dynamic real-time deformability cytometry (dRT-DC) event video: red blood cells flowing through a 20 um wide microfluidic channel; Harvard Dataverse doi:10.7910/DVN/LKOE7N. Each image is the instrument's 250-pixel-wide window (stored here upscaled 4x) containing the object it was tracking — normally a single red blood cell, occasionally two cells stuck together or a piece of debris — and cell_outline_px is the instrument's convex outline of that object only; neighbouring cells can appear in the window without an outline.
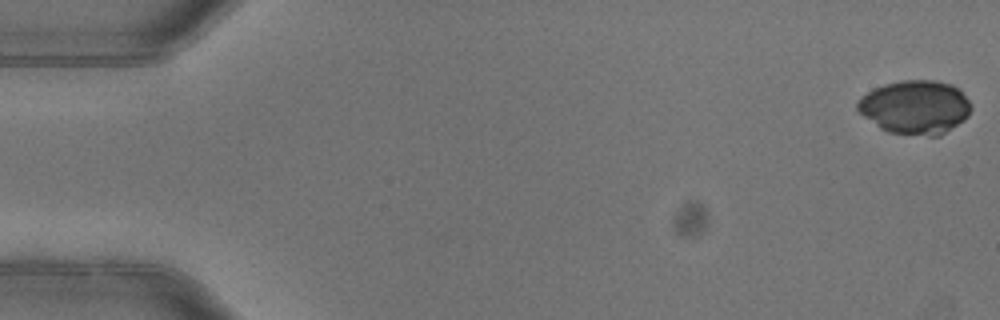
{"species": "common noctule bat (a hibernating species)", "species_latin": "Nyctalus noctula", "temperature_condition": "warm", "stored_images_in_passage": 5, "camera_frame_rate_fps": 3000, "um_per_image_px": 0.085, "animal": {"sex": "female"}, "frame": {"image": 1, "passage_image": 1, "time_ms": 0.0, "image_size_px": [1000, 320], "cell_outline_px": [[972, 108], [968, 116], [964, 120], [940, 136], [928, 136], [888, 132], [880, 128], [864, 116], [856, 108], [856, 104], [868, 92], [884, 84], [904, 80], [932, 80], [952, 84], [960, 88], [972, 104]], "centroid_in_image_um": [77.85, 9.11], "position_along_channel_um": 7.2, "area_um2": 35.6}}